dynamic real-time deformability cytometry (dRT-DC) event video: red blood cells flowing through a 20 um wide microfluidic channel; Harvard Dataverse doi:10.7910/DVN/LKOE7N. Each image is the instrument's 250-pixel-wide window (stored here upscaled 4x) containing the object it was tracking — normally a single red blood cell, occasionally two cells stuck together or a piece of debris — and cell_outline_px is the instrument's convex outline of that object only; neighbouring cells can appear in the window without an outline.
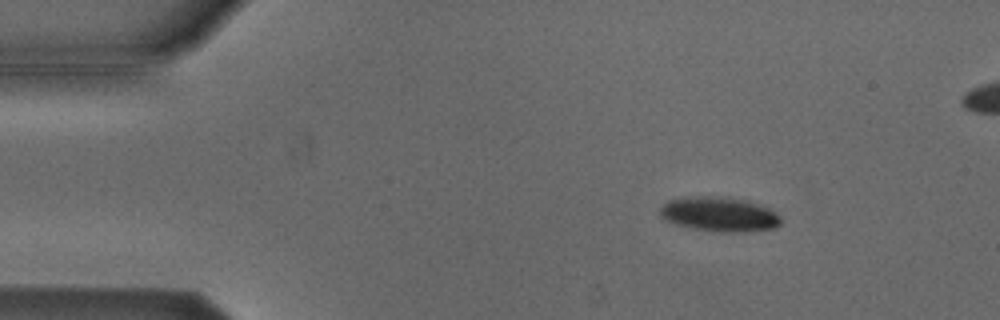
{"species": "Egyptian fruit bat (a non-hibernating species)", "species_latin": "Rousettus aegyptiacus", "temperature_condition": "cold", "stored_images_in_passage": 4, "camera_frame_rate_fps": 3000, "um_per_image_px": 0.085, "animal": {"sex": "male"}, "frame": {"image": 1, "passage_image": 2, "time_ms": 0.333, "image_size_px": [1000, 320], "cell_outline_px": [[780, 224], [776, 228], [744, 232], [720, 232], [692, 228], [676, 224], [664, 220], [660, 216], [660, 208], [668, 200], [696, 196], [720, 196], [748, 200], [760, 204], [768, 208], [780, 216]], "centroid_in_image_um": [61.15, 18.21], "position_along_channel_um": 23.8, "area_um2": 24.45}}